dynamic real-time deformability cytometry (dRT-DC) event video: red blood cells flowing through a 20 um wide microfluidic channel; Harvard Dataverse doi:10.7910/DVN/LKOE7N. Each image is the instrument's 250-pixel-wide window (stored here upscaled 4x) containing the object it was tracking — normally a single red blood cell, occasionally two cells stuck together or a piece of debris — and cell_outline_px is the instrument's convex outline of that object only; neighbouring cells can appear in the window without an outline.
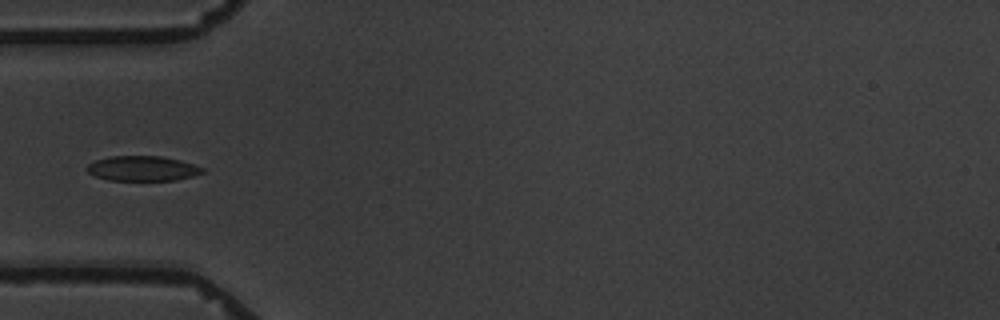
{"species": "common noctule bat (a hibernating species)", "species_latin": "Nyctalus noctula", "temperature_condition": "warm", "stored_images_in_passage": 8, "camera_frame_rate_fps": 3000, "um_per_image_px": 0.085, "animal": {"sex": "male", "body_mass_g": 19.5, "forearm_length_mm": 54.6}, "frame": {"image": 1, "passage_image": 4, "time_ms": 3.333, "image_size_px": [1000, 320], "cell_outline_px": [[204, 172], [192, 176], [176, 180], [108, 180], [96, 176], [88, 172], [84, 168], [88, 164], [96, 160], [108, 156], [160, 156], [180, 160], [204, 168]], "centroid_in_image_um": [12.08, 14.31], "position_along_channel_um": 72.9, "area_um2": 16.76}}
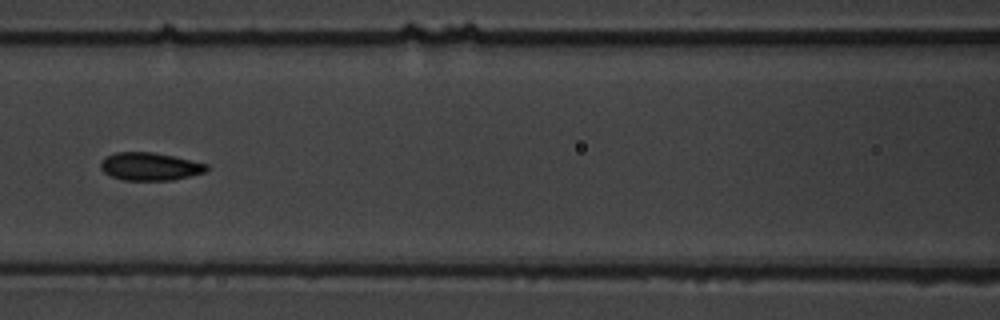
{"frame": {"image": 2, "passage_image": 6, "time_ms": 5.667, "image_size_px": [1000, 320], "cell_outline_px": [[208, 168], [204, 172], [172, 180], [124, 180], [112, 176], [104, 172], [100, 168], [100, 160], [104, 156], [116, 152], [152, 152], [172, 156], [208, 164]], "centroid_in_image_um": [12.69, 14.14], "position_along_channel_um": 153.9, "area_um2": 17.11}}
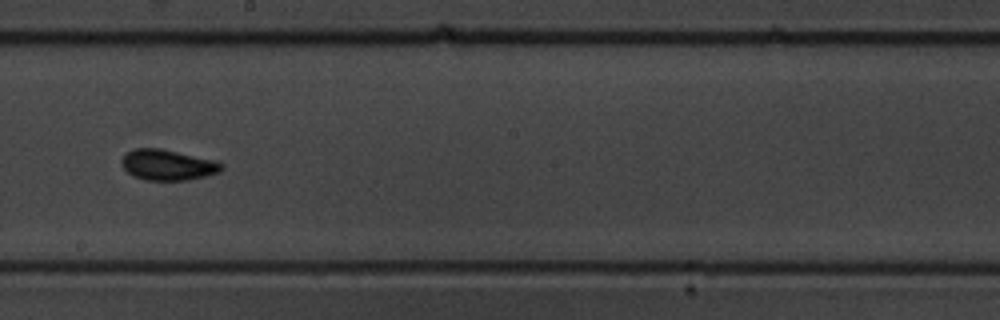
{"frame": {"image": 3, "passage_image": 8, "time_ms": 8.0, "image_size_px": [1000, 320], "cell_outline_px": [[224, 168], [220, 172], [188, 180], [144, 180], [132, 176], [120, 164], [120, 160], [128, 152], [136, 148], [160, 148], [216, 160], [224, 164]], "centroid_in_image_um": [14.27, 14.02], "position_along_channel_um": 233.9, "area_um2": 17.98}}